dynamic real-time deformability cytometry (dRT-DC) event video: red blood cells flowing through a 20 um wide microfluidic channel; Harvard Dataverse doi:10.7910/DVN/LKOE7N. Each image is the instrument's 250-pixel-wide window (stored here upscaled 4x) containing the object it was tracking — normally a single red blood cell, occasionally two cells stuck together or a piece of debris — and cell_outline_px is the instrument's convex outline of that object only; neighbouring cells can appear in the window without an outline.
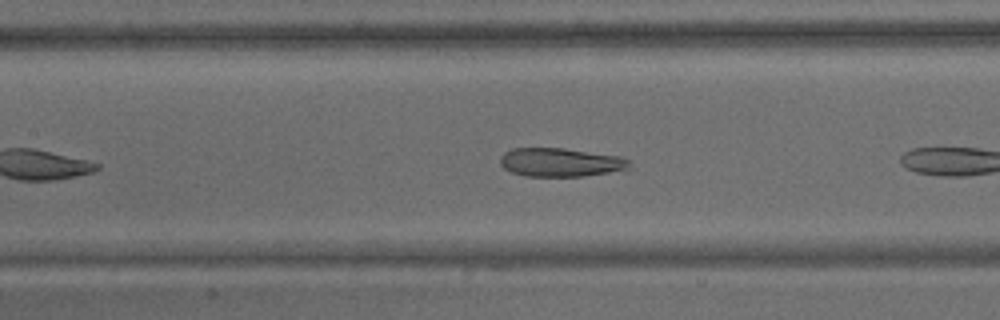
{"species": "common noctule bat (a hibernating species)", "species_latin": "Nyctalus noctula", "temperature_condition": "warm", "stored_images_in_passage": 11, "camera_frame_rate_fps": 3000, "um_per_image_px": 0.085, "animal": {"sex": "male", "body_mass_g": 15.6}, "frame": {"image": 1, "passage_image": 10, "time_ms": 3.0, "image_size_px": [1000, 320], "cell_outline_px": [[632, 168], [624, 172], [584, 176], [524, 176], [512, 172], [504, 168], [500, 164], [500, 156], [504, 152], [512, 148], [564, 148], [620, 156], [628, 160]], "centroid_in_image_um": [47.71, 13.81], "position_along_channel_um": 159.7, "area_um2": 22.02}}